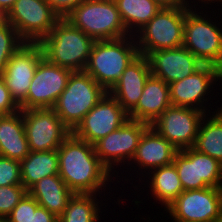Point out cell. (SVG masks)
<instances>
[{
  "label": "cell",
  "mask_w": 222,
  "mask_h": 222,
  "mask_svg": "<svg viewBox=\"0 0 222 222\" xmlns=\"http://www.w3.org/2000/svg\"><path fill=\"white\" fill-rule=\"evenodd\" d=\"M57 152L58 175L74 194L107 193L116 196L114 193L116 190L118 196L120 186L115 182L116 178L100 162L94 145L71 133L59 146Z\"/></svg>",
  "instance_id": "cell-1"
},
{
  "label": "cell",
  "mask_w": 222,
  "mask_h": 222,
  "mask_svg": "<svg viewBox=\"0 0 222 222\" xmlns=\"http://www.w3.org/2000/svg\"><path fill=\"white\" fill-rule=\"evenodd\" d=\"M221 16L222 10L219 8H209L208 11L204 7H192L186 13L183 34L185 48L204 65H213L220 70H222V20L219 19Z\"/></svg>",
  "instance_id": "cell-2"
},
{
  "label": "cell",
  "mask_w": 222,
  "mask_h": 222,
  "mask_svg": "<svg viewBox=\"0 0 222 222\" xmlns=\"http://www.w3.org/2000/svg\"><path fill=\"white\" fill-rule=\"evenodd\" d=\"M94 43L82 30L60 18L39 44L49 62L73 72L85 70Z\"/></svg>",
  "instance_id": "cell-3"
},
{
  "label": "cell",
  "mask_w": 222,
  "mask_h": 222,
  "mask_svg": "<svg viewBox=\"0 0 222 222\" xmlns=\"http://www.w3.org/2000/svg\"><path fill=\"white\" fill-rule=\"evenodd\" d=\"M220 87L222 88V70L213 65H203L192 75L169 84L170 102L172 106L195 108L207 114L213 113L222 109Z\"/></svg>",
  "instance_id": "cell-4"
},
{
  "label": "cell",
  "mask_w": 222,
  "mask_h": 222,
  "mask_svg": "<svg viewBox=\"0 0 222 222\" xmlns=\"http://www.w3.org/2000/svg\"><path fill=\"white\" fill-rule=\"evenodd\" d=\"M139 56L134 35L95 41L85 71L109 92L128 65Z\"/></svg>",
  "instance_id": "cell-5"
},
{
  "label": "cell",
  "mask_w": 222,
  "mask_h": 222,
  "mask_svg": "<svg viewBox=\"0 0 222 222\" xmlns=\"http://www.w3.org/2000/svg\"><path fill=\"white\" fill-rule=\"evenodd\" d=\"M177 152L178 149H176L167 139L162 137L152 126H149L141 136L135 155L132 158L131 162L125 168V170L121 171V174H118V176L116 177V183L120 184L121 181L123 182L121 183L122 187H120V190H122V194L116 198L117 201L113 200L115 202H112V204H114L115 206L116 203L119 206V209L120 205L122 207L123 204L125 207H127L125 205L127 203L124 202L125 200L128 201L130 199H126L125 197V182L131 185L129 189L130 191H133L132 186L134 187L136 182L139 183V181L151 170L173 163L174 156ZM135 178H138V180H136Z\"/></svg>",
  "instance_id": "cell-6"
},
{
  "label": "cell",
  "mask_w": 222,
  "mask_h": 222,
  "mask_svg": "<svg viewBox=\"0 0 222 222\" xmlns=\"http://www.w3.org/2000/svg\"><path fill=\"white\" fill-rule=\"evenodd\" d=\"M65 19L95 41L115 40L130 35L114 0H86Z\"/></svg>",
  "instance_id": "cell-7"
},
{
  "label": "cell",
  "mask_w": 222,
  "mask_h": 222,
  "mask_svg": "<svg viewBox=\"0 0 222 222\" xmlns=\"http://www.w3.org/2000/svg\"><path fill=\"white\" fill-rule=\"evenodd\" d=\"M105 94L106 91L85 70L73 71L52 109L73 131Z\"/></svg>",
  "instance_id": "cell-8"
},
{
  "label": "cell",
  "mask_w": 222,
  "mask_h": 222,
  "mask_svg": "<svg viewBox=\"0 0 222 222\" xmlns=\"http://www.w3.org/2000/svg\"><path fill=\"white\" fill-rule=\"evenodd\" d=\"M191 8H164L135 34L139 55L183 46L186 13Z\"/></svg>",
  "instance_id": "cell-9"
},
{
  "label": "cell",
  "mask_w": 222,
  "mask_h": 222,
  "mask_svg": "<svg viewBox=\"0 0 222 222\" xmlns=\"http://www.w3.org/2000/svg\"><path fill=\"white\" fill-rule=\"evenodd\" d=\"M149 126L147 123L129 119L117 130L94 144L100 162L115 178L131 162L140 138Z\"/></svg>",
  "instance_id": "cell-10"
},
{
  "label": "cell",
  "mask_w": 222,
  "mask_h": 222,
  "mask_svg": "<svg viewBox=\"0 0 222 222\" xmlns=\"http://www.w3.org/2000/svg\"><path fill=\"white\" fill-rule=\"evenodd\" d=\"M221 209L222 188L207 187L183 191L163 212L159 209L160 214L155 212L157 216L152 217L157 219L161 215L162 219L167 217L166 220L215 222Z\"/></svg>",
  "instance_id": "cell-11"
},
{
  "label": "cell",
  "mask_w": 222,
  "mask_h": 222,
  "mask_svg": "<svg viewBox=\"0 0 222 222\" xmlns=\"http://www.w3.org/2000/svg\"><path fill=\"white\" fill-rule=\"evenodd\" d=\"M59 19L45 0H17L8 12V22L25 43H40Z\"/></svg>",
  "instance_id": "cell-12"
},
{
  "label": "cell",
  "mask_w": 222,
  "mask_h": 222,
  "mask_svg": "<svg viewBox=\"0 0 222 222\" xmlns=\"http://www.w3.org/2000/svg\"><path fill=\"white\" fill-rule=\"evenodd\" d=\"M183 190L222 188V164L193 147L178 150L174 162Z\"/></svg>",
  "instance_id": "cell-13"
},
{
  "label": "cell",
  "mask_w": 222,
  "mask_h": 222,
  "mask_svg": "<svg viewBox=\"0 0 222 222\" xmlns=\"http://www.w3.org/2000/svg\"><path fill=\"white\" fill-rule=\"evenodd\" d=\"M21 111L30 151L57 150L72 133L52 108Z\"/></svg>",
  "instance_id": "cell-14"
},
{
  "label": "cell",
  "mask_w": 222,
  "mask_h": 222,
  "mask_svg": "<svg viewBox=\"0 0 222 222\" xmlns=\"http://www.w3.org/2000/svg\"><path fill=\"white\" fill-rule=\"evenodd\" d=\"M206 114L195 108L171 105L150 126L176 149L182 150L194 147Z\"/></svg>",
  "instance_id": "cell-15"
},
{
  "label": "cell",
  "mask_w": 222,
  "mask_h": 222,
  "mask_svg": "<svg viewBox=\"0 0 222 222\" xmlns=\"http://www.w3.org/2000/svg\"><path fill=\"white\" fill-rule=\"evenodd\" d=\"M72 73L67 68L49 62L43 57L30 83L26 99L20 109L52 108L64 91Z\"/></svg>",
  "instance_id": "cell-16"
},
{
  "label": "cell",
  "mask_w": 222,
  "mask_h": 222,
  "mask_svg": "<svg viewBox=\"0 0 222 222\" xmlns=\"http://www.w3.org/2000/svg\"><path fill=\"white\" fill-rule=\"evenodd\" d=\"M127 120H129L128 113L109 92H106L72 133L77 138L94 145Z\"/></svg>",
  "instance_id": "cell-17"
},
{
  "label": "cell",
  "mask_w": 222,
  "mask_h": 222,
  "mask_svg": "<svg viewBox=\"0 0 222 222\" xmlns=\"http://www.w3.org/2000/svg\"><path fill=\"white\" fill-rule=\"evenodd\" d=\"M43 57L39 43H24L9 59L1 74L18 105L26 99L30 83Z\"/></svg>",
  "instance_id": "cell-18"
},
{
  "label": "cell",
  "mask_w": 222,
  "mask_h": 222,
  "mask_svg": "<svg viewBox=\"0 0 222 222\" xmlns=\"http://www.w3.org/2000/svg\"><path fill=\"white\" fill-rule=\"evenodd\" d=\"M132 188L135 192L133 191L134 194L132 192L131 194H138L135 196L138 199L134 197L132 200V203H134L133 207H137V209L140 207L139 211L142 209L140 204L143 203L142 205H144L146 202H143V199L140 197L145 191L147 193L144 194L148 197V201L150 197L153 198L154 202L152 204L155 206L156 204H160L159 206L161 207H157L156 209L160 208L162 211H164L184 191L174 163L151 170ZM138 190H141V192Z\"/></svg>",
  "instance_id": "cell-19"
},
{
  "label": "cell",
  "mask_w": 222,
  "mask_h": 222,
  "mask_svg": "<svg viewBox=\"0 0 222 222\" xmlns=\"http://www.w3.org/2000/svg\"><path fill=\"white\" fill-rule=\"evenodd\" d=\"M146 57L152 75L167 84L192 75L204 65L184 46L150 52Z\"/></svg>",
  "instance_id": "cell-20"
},
{
  "label": "cell",
  "mask_w": 222,
  "mask_h": 222,
  "mask_svg": "<svg viewBox=\"0 0 222 222\" xmlns=\"http://www.w3.org/2000/svg\"><path fill=\"white\" fill-rule=\"evenodd\" d=\"M151 74L147 57L139 55L124 70L121 78L109 93L129 113L137 105L144 85Z\"/></svg>",
  "instance_id": "cell-21"
},
{
  "label": "cell",
  "mask_w": 222,
  "mask_h": 222,
  "mask_svg": "<svg viewBox=\"0 0 222 222\" xmlns=\"http://www.w3.org/2000/svg\"><path fill=\"white\" fill-rule=\"evenodd\" d=\"M169 106V84L150 75L137 105L128 113L129 119L151 125Z\"/></svg>",
  "instance_id": "cell-22"
},
{
  "label": "cell",
  "mask_w": 222,
  "mask_h": 222,
  "mask_svg": "<svg viewBox=\"0 0 222 222\" xmlns=\"http://www.w3.org/2000/svg\"><path fill=\"white\" fill-rule=\"evenodd\" d=\"M30 152L22 111L0 116V156L21 162Z\"/></svg>",
  "instance_id": "cell-23"
},
{
  "label": "cell",
  "mask_w": 222,
  "mask_h": 222,
  "mask_svg": "<svg viewBox=\"0 0 222 222\" xmlns=\"http://www.w3.org/2000/svg\"><path fill=\"white\" fill-rule=\"evenodd\" d=\"M113 196L108 194H74L64 212L58 217V222H102L101 218L103 220L106 218L104 215L108 214L106 210L109 208L106 205L111 203Z\"/></svg>",
  "instance_id": "cell-24"
},
{
  "label": "cell",
  "mask_w": 222,
  "mask_h": 222,
  "mask_svg": "<svg viewBox=\"0 0 222 222\" xmlns=\"http://www.w3.org/2000/svg\"><path fill=\"white\" fill-rule=\"evenodd\" d=\"M28 193L37 203L59 217L74 193L59 175L44 177L35 183Z\"/></svg>",
  "instance_id": "cell-25"
},
{
  "label": "cell",
  "mask_w": 222,
  "mask_h": 222,
  "mask_svg": "<svg viewBox=\"0 0 222 222\" xmlns=\"http://www.w3.org/2000/svg\"><path fill=\"white\" fill-rule=\"evenodd\" d=\"M20 163L22 185L27 190L42 178L59 174L57 150L31 151Z\"/></svg>",
  "instance_id": "cell-26"
},
{
  "label": "cell",
  "mask_w": 222,
  "mask_h": 222,
  "mask_svg": "<svg viewBox=\"0 0 222 222\" xmlns=\"http://www.w3.org/2000/svg\"><path fill=\"white\" fill-rule=\"evenodd\" d=\"M193 148L222 164V109L204 116Z\"/></svg>",
  "instance_id": "cell-27"
},
{
  "label": "cell",
  "mask_w": 222,
  "mask_h": 222,
  "mask_svg": "<svg viewBox=\"0 0 222 222\" xmlns=\"http://www.w3.org/2000/svg\"><path fill=\"white\" fill-rule=\"evenodd\" d=\"M121 21L130 35L147 24L162 7L153 0H114Z\"/></svg>",
  "instance_id": "cell-28"
},
{
  "label": "cell",
  "mask_w": 222,
  "mask_h": 222,
  "mask_svg": "<svg viewBox=\"0 0 222 222\" xmlns=\"http://www.w3.org/2000/svg\"><path fill=\"white\" fill-rule=\"evenodd\" d=\"M24 43L9 22L0 26V75L5 70L9 59Z\"/></svg>",
  "instance_id": "cell-29"
},
{
  "label": "cell",
  "mask_w": 222,
  "mask_h": 222,
  "mask_svg": "<svg viewBox=\"0 0 222 222\" xmlns=\"http://www.w3.org/2000/svg\"><path fill=\"white\" fill-rule=\"evenodd\" d=\"M27 193L23 185L0 186V217L7 218Z\"/></svg>",
  "instance_id": "cell-30"
},
{
  "label": "cell",
  "mask_w": 222,
  "mask_h": 222,
  "mask_svg": "<svg viewBox=\"0 0 222 222\" xmlns=\"http://www.w3.org/2000/svg\"><path fill=\"white\" fill-rule=\"evenodd\" d=\"M22 185L20 161L0 156V186Z\"/></svg>",
  "instance_id": "cell-31"
},
{
  "label": "cell",
  "mask_w": 222,
  "mask_h": 222,
  "mask_svg": "<svg viewBox=\"0 0 222 222\" xmlns=\"http://www.w3.org/2000/svg\"><path fill=\"white\" fill-rule=\"evenodd\" d=\"M31 195L27 193L7 217L9 222H30Z\"/></svg>",
  "instance_id": "cell-32"
},
{
  "label": "cell",
  "mask_w": 222,
  "mask_h": 222,
  "mask_svg": "<svg viewBox=\"0 0 222 222\" xmlns=\"http://www.w3.org/2000/svg\"><path fill=\"white\" fill-rule=\"evenodd\" d=\"M21 110L20 106L12 98L5 80L0 75V116L12 114Z\"/></svg>",
  "instance_id": "cell-33"
},
{
  "label": "cell",
  "mask_w": 222,
  "mask_h": 222,
  "mask_svg": "<svg viewBox=\"0 0 222 222\" xmlns=\"http://www.w3.org/2000/svg\"><path fill=\"white\" fill-rule=\"evenodd\" d=\"M52 10L60 17L65 18L78 5L86 0H45Z\"/></svg>",
  "instance_id": "cell-34"
},
{
  "label": "cell",
  "mask_w": 222,
  "mask_h": 222,
  "mask_svg": "<svg viewBox=\"0 0 222 222\" xmlns=\"http://www.w3.org/2000/svg\"><path fill=\"white\" fill-rule=\"evenodd\" d=\"M30 222H58V217L41 207L37 201L31 196V218Z\"/></svg>",
  "instance_id": "cell-35"
},
{
  "label": "cell",
  "mask_w": 222,
  "mask_h": 222,
  "mask_svg": "<svg viewBox=\"0 0 222 222\" xmlns=\"http://www.w3.org/2000/svg\"><path fill=\"white\" fill-rule=\"evenodd\" d=\"M187 2L190 7L217 8L221 6L219 9L222 8V0H187Z\"/></svg>",
  "instance_id": "cell-36"
},
{
  "label": "cell",
  "mask_w": 222,
  "mask_h": 222,
  "mask_svg": "<svg viewBox=\"0 0 222 222\" xmlns=\"http://www.w3.org/2000/svg\"><path fill=\"white\" fill-rule=\"evenodd\" d=\"M164 8H192L187 0H153Z\"/></svg>",
  "instance_id": "cell-37"
},
{
  "label": "cell",
  "mask_w": 222,
  "mask_h": 222,
  "mask_svg": "<svg viewBox=\"0 0 222 222\" xmlns=\"http://www.w3.org/2000/svg\"><path fill=\"white\" fill-rule=\"evenodd\" d=\"M16 1L17 0H0V7H2L6 12H9Z\"/></svg>",
  "instance_id": "cell-38"
},
{
  "label": "cell",
  "mask_w": 222,
  "mask_h": 222,
  "mask_svg": "<svg viewBox=\"0 0 222 222\" xmlns=\"http://www.w3.org/2000/svg\"><path fill=\"white\" fill-rule=\"evenodd\" d=\"M8 23V12L0 7V26H4Z\"/></svg>",
  "instance_id": "cell-39"
},
{
  "label": "cell",
  "mask_w": 222,
  "mask_h": 222,
  "mask_svg": "<svg viewBox=\"0 0 222 222\" xmlns=\"http://www.w3.org/2000/svg\"><path fill=\"white\" fill-rule=\"evenodd\" d=\"M161 222H167V220L161 219ZM170 222V219H169ZM171 222H200V221H180V220H171Z\"/></svg>",
  "instance_id": "cell-40"
},
{
  "label": "cell",
  "mask_w": 222,
  "mask_h": 222,
  "mask_svg": "<svg viewBox=\"0 0 222 222\" xmlns=\"http://www.w3.org/2000/svg\"><path fill=\"white\" fill-rule=\"evenodd\" d=\"M215 222H222V209H221L219 217L216 219Z\"/></svg>",
  "instance_id": "cell-41"
},
{
  "label": "cell",
  "mask_w": 222,
  "mask_h": 222,
  "mask_svg": "<svg viewBox=\"0 0 222 222\" xmlns=\"http://www.w3.org/2000/svg\"><path fill=\"white\" fill-rule=\"evenodd\" d=\"M1 222H9V220L6 217H1Z\"/></svg>",
  "instance_id": "cell-42"
}]
</instances>
